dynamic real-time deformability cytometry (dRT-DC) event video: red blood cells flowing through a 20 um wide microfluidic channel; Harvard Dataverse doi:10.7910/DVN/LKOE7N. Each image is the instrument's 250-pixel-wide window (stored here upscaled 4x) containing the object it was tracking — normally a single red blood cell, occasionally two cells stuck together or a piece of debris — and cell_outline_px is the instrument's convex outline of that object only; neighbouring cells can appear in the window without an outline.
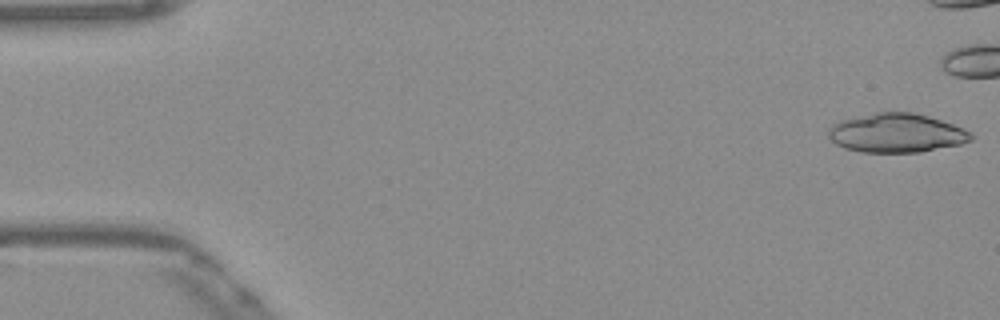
{"species": "Egyptian fruit bat (a non-hibernating species)", "species_latin": "Rousettus aegyptiacus", "temperature_condition": "warm", "stored_images_in_passage": 20, "camera_frame_rate_fps": 3000, "um_per_image_px": 0.085, "frame": {"image": 1, "passage_image": 1, "time_ms": 0.0, "image_size_px": [1000, 320], "cell_outline_px": [[972, 140], [960, 144], [920, 152], [860, 152], [844, 148], [836, 144], [828, 136], [828, 128], [832, 124], [840, 120], [876, 112], [912, 112], [928, 116], [964, 128], [972, 132]], "centroid_in_image_um": [76.18, 11.3], "position_along_channel_um": 8.8, "area_um2": 32.43}}